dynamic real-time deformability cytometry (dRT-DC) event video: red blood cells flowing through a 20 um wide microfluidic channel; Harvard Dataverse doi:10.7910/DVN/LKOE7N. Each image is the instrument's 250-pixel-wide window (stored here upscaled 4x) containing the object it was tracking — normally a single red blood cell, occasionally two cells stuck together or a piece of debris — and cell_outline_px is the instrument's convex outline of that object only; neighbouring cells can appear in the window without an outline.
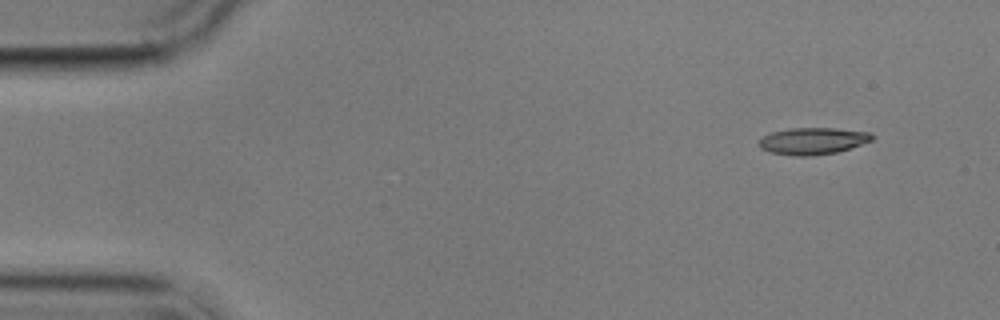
{"species": "common noctule bat (a hibernating species)", "species_latin": "Nyctalus noctula", "temperature_condition": "cold", "stored_images_in_passage": 4, "camera_frame_rate_fps": 3000, "um_per_image_px": 0.085, "animal": {"sex": "male", "body_mass_g": 17.9}, "frame": {"image": 1, "passage_image": 1, "time_ms": 0.0, "image_size_px": [1000, 320], "cell_outline_px": [[876, 136], [872, 140], [836, 152], [808, 156], [796, 156], [772, 152], [760, 148], [760, 140], [764, 136], [772, 132], [792, 128], [836, 128], [868, 132]], "centroid_in_image_um": [69.1, 11.97], "position_along_channel_um": 15.9, "area_um2": 17.34}}
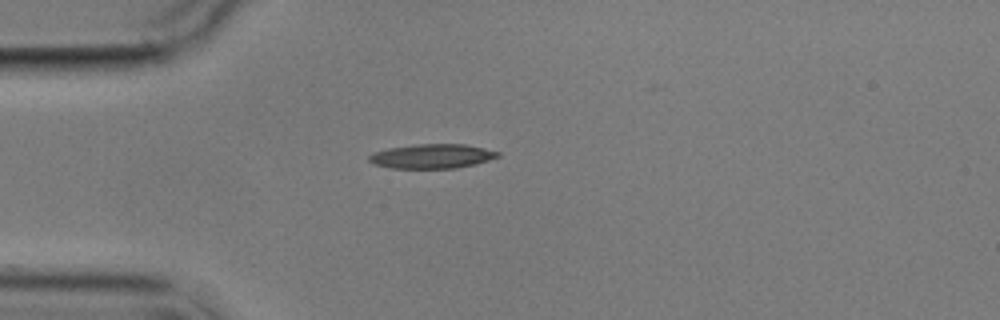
{"frame": {"image": 2, "passage_image": 4, "time_ms": 3.333, "image_size_px": [1000, 320], "cell_outline_px": [[500, 156], [476, 164], [456, 168], [392, 168], [376, 164], [368, 160], [368, 156], [372, 152], [388, 148], [416, 144], [464, 144], [484, 148], [500, 152]], "centroid_in_image_um": [36.72, 13.27], "position_along_channel_um": 48.3, "area_um2": 18.26}}